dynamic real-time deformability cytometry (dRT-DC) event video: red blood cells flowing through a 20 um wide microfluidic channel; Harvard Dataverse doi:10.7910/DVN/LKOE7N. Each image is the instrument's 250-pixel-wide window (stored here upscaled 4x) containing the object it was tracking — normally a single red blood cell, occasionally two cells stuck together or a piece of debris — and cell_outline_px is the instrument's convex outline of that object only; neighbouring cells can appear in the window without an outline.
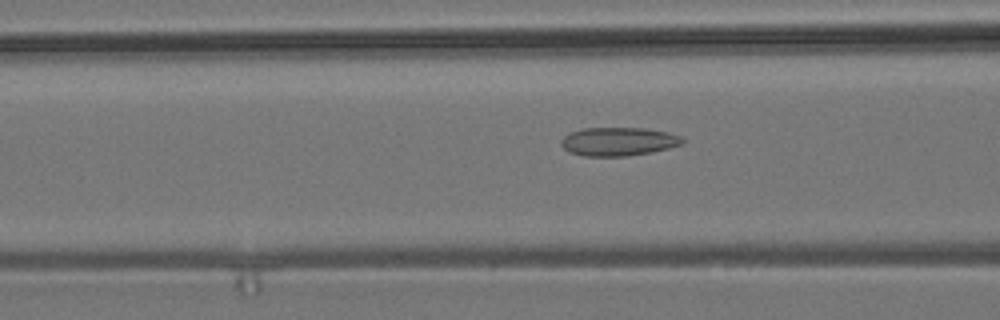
{"species": "common noctule bat (a hibernating species)", "species_latin": "Nyctalus noctula", "temperature_condition": "room temperature", "stored_images_in_passage": 45, "camera_frame_rate_fps": 3000, "um_per_image_px": 0.085, "animal": {"sex": "male", "body_mass_g": 19.2, "forearm_length_mm": 51.8}, "frame": {"image": 1, "passage_image": 12, "time_ms": 3.667, "image_size_px": [1000, 320], "cell_outline_px": [[684, 144], [652, 152], [628, 156], [584, 156], [568, 152], [560, 144], [560, 140], [568, 132], [584, 128], [644, 128], [668, 132], [680, 136], [684, 140]], "centroid_in_image_um": [52.54, 12.03], "position_along_channel_um": 114.1, "area_um2": 20.35}}
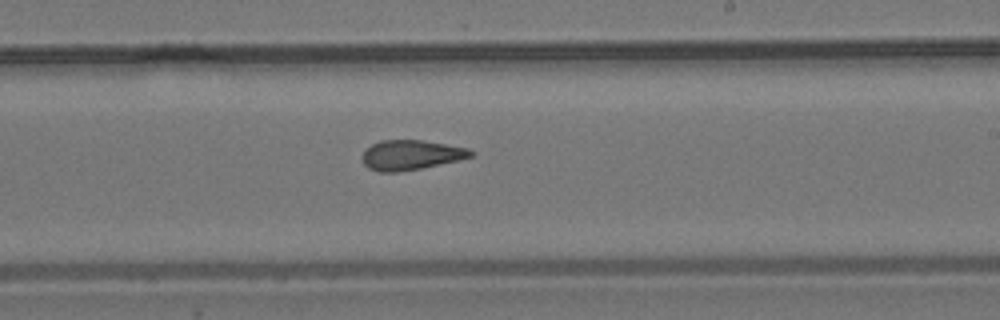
{"frame": {"image": 2, "passage_image": 23, "time_ms": 7.333, "image_size_px": [1000, 320], "cell_outline_px": [[476, 152], [472, 156], [456, 160], [420, 168], [396, 172], [380, 172], [368, 168], [364, 164], [360, 156], [372, 144], [380, 140], [420, 140], [468, 148]], "centroid_in_image_um": [34.89, 13.17], "position_along_channel_um": 254.1, "area_um2": 18.61}}
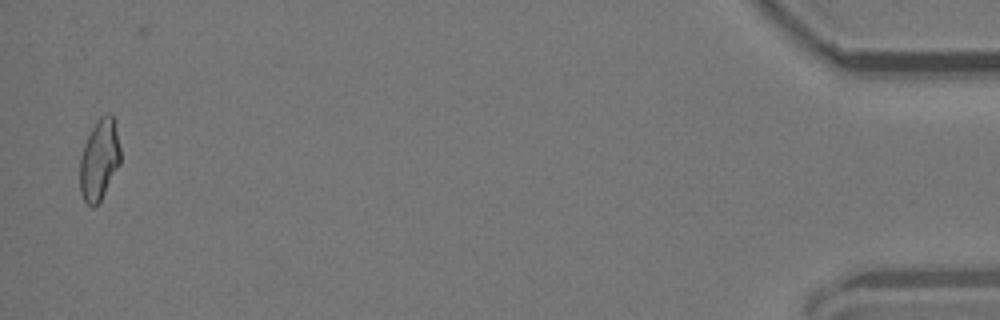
{"frame": {"image": 3, "passage_image": 44, "time_ms": 14.333, "image_size_px": [1000, 320], "cell_outline_px": [[120, 164], [100, 200], [92, 208], [84, 200], [80, 192], [80, 156], [84, 144], [92, 128], [100, 116], [112, 116], [120, 148]], "centroid_in_image_um": [8.42, 13.62], "position_along_channel_um": 426.8, "area_um2": 18.61}, "authors_computed_cell_mechanics": {"area_um2": 19.4208, "velocity_mm_per_s": 3.8171, "shape_relaxation_time_tau1_ms": null, "shape_relaxation_time_tau2_ms": 2.6619, "deformation_change_tau1": null, "deformation_change_tau2": 0.0985}}